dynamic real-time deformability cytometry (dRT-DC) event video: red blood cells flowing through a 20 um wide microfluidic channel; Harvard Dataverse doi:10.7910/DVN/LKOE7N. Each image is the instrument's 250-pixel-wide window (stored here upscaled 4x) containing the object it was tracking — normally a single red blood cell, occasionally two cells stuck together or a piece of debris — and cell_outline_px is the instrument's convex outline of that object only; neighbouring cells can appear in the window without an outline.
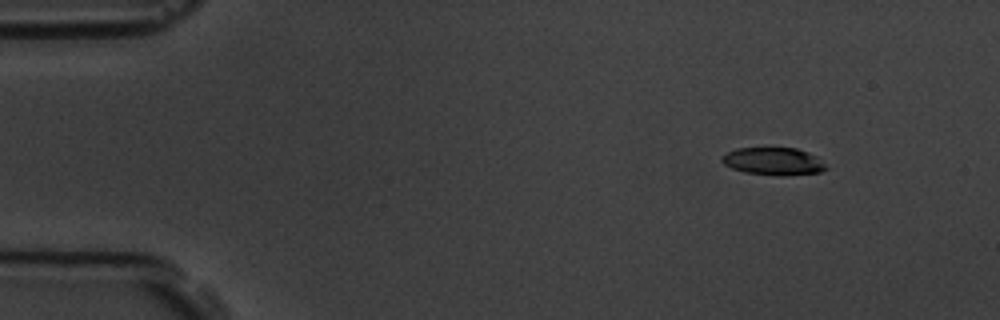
{"species": "common noctule bat (a hibernating species)", "species_latin": "Nyctalus noctula", "temperature_condition": "room temperature", "stored_images_in_passage": 5, "camera_frame_rate_fps": 3000, "um_per_image_px": 0.085, "animal": {"sex": "male", "body_mass_g": 19.5, "forearm_length_mm": 54.6}, "frame": {"image": 1, "passage_image": 2, "time_ms": 2.0, "image_size_px": [1000, 320], "cell_outline_px": [[828, 168], [820, 172], [784, 176], [776, 176], [744, 172], [732, 168], [724, 164], [720, 160], [720, 156], [736, 148], [796, 148], [808, 152], [816, 156]], "centroid_in_image_um": [65.72, 13.72], "position_along_channel_um": 19.3, "area_um2": 16.82}}
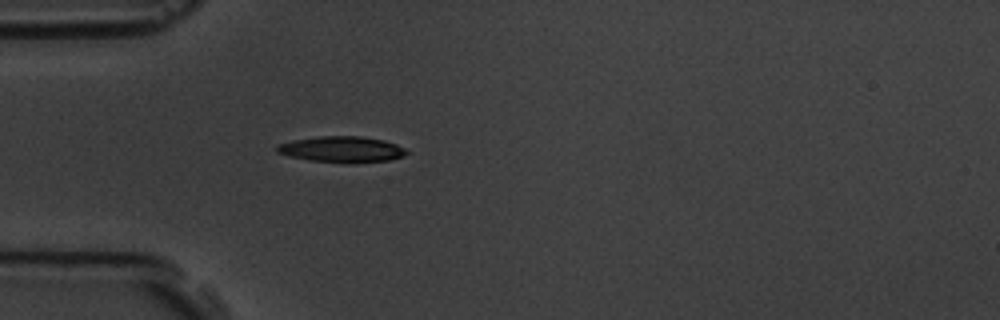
{"frame": {"image": 2, "passage_image": 5, "time_ms": 5.333, "image_size_px": [1000, 320], "cell_outline_px": [[408, 152], [404, 156], [388, 160], [352, 164], [308, 160], [288, 156], [276, 152], [276, 148], [280, 144], [292, 140], [316, 136], [360, 136], [384, 140], [396, 144], [404, 148]], "centroid_in_image_um": [29.05, 12.7], "position_along_channel_um": 55.9, "area_um2": 19.83}}